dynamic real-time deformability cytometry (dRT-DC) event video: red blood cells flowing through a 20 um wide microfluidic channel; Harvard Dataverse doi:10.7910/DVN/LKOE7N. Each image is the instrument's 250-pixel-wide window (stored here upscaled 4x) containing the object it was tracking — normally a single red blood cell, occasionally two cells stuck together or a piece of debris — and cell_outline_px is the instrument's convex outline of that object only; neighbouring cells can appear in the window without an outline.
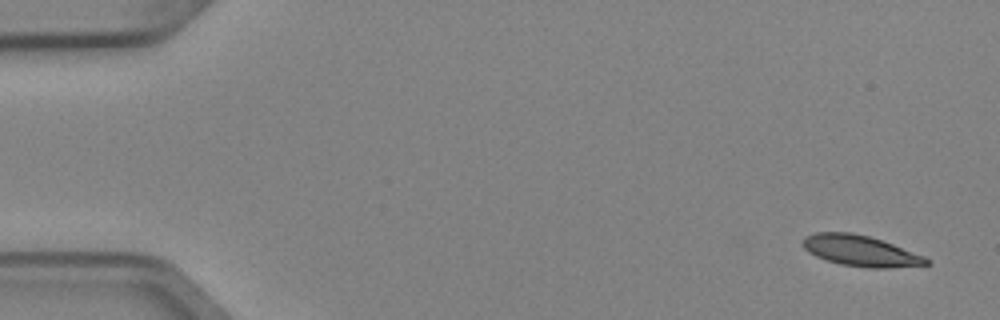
{"species": "Egyptian fruit bat (a non-hibernating species)", "species_latin": "Rousettus aegyptiacus", "temperature_condition": "cold", "stored_images_in_passage": 8, "camera_frame_rate_fps": 3000, "um_per_image_px": 0.085, "animal": {"sex": "female"}, "frame": {"image": 1, "passage_image": 1, "time_ms": 0.0, "image_size_px": [1000, 320], "cell_outline_px": [[932, 264], [888, 268], [868, 268], [840, 264], [816, 256], [808, 252], [800, 244], [800, 240], [804, 236], [816, 232], [852, 232], [868, 236], [892, 244], [924, 256]], "centroid_in_image_um": [73.08, 21.31], "position_along_channel_um": 11.9, "area_um2": 22.2}}
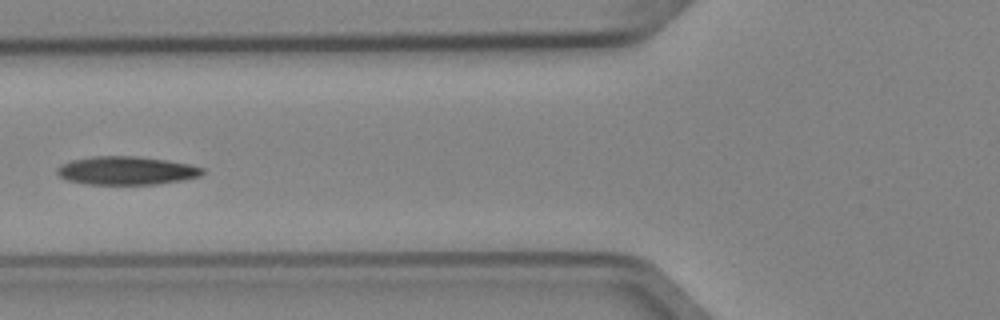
{"frame": {"image": 2, "passage_image": 6, "time_ms": 1.667, "image_size_px": [1000, 320], "cell_outline_px": [[204, 172], [200, 176], [184, 180], [156, 184], [88, 184], [68, 180], [60, 176], [56, 172], [56, 168], [60, 164], [72, 160], [96, 156], [136, 156], [192, 164], [204, 168]], "centroid_in_image_um": [10.77, 14.5], "position_along_channel_um": 115.0, "area_um2": 23.99}}
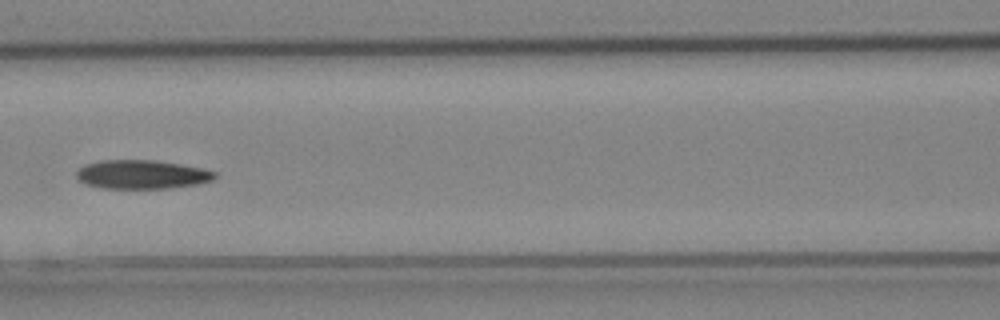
{"frame": {"image": 3, "passage_image": 7, "time_ms": 2.0, "image_size_px": [1000, 320], "cell_outline_px": [[216, 176], [212, 180], [196, 184], [168, 188], [100, 188], [84, 184], [76, 176], [76, 172], [84, 164], [100, 160], [156, 160], [204, 168], [216, 172]], "centroid_in_image_um": [12.03, 14.82], "position_along_channel_um": 154.6, "area_um2": 23.29}}